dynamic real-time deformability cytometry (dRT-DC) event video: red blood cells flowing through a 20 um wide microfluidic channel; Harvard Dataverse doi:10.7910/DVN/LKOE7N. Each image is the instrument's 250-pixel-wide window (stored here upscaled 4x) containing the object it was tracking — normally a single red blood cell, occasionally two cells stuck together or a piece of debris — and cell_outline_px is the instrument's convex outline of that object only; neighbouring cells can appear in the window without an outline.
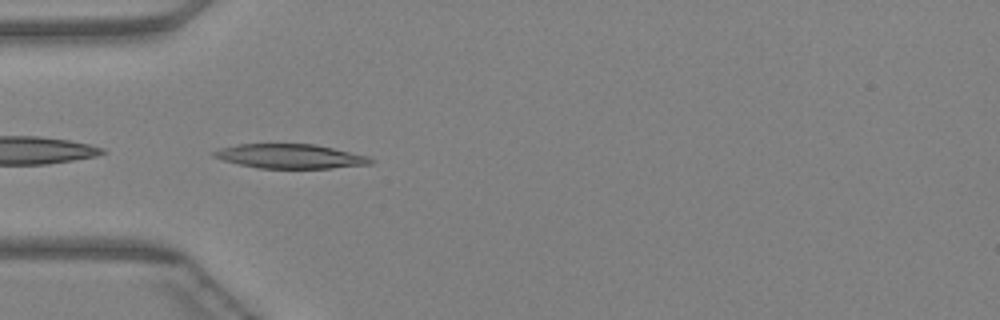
{"species": "Egyptian fruit bat (a non-hibernating species)", "species_latin": "Rousettus aegyptiacus", "temperature_condition": "warm", "stored_images_in_passage": 32, "camera_frame_rate_fps": 3000, "um_per_image_px": 0.085, "animal": {"sex": "female"}, "frame": {"image": 1, "passage_image": 1, "time_ms": 0.0, "image_size_px": [1000, 320], "cell_outline_px": [[376, 160], [372, 164], [332, 168], [260, 168], [240, 164], [224, 160], [212, 156], [212, 152], [220, 148], [240, 144], [316, 144], [368, 156]], "centroid_in_image_um": [24.71, 13.28], "position_along_channel_um": 60.3, "area_um2": 22.14}}
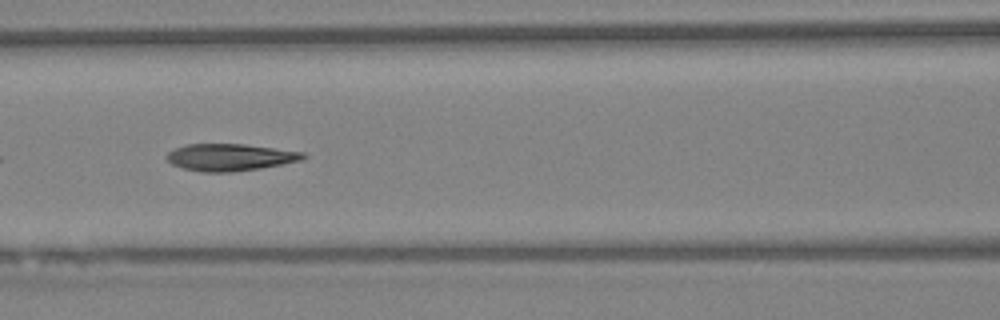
{"frame": {"image": 2, "passage_image": 7, "time_ms": 2.0, "image_size_px": [1000, 320], "cell_outline_px": [[308, 156], [304, 160], [260, 168], [232, 172], [200, 172], [180, 168], [172, 164], [164, 156], [168, 152], [176, 148], [188, 144], [244, 144], [304, 152]], "centroid_in_image_um": [19.55, 13.37], "position_along_channel_um": 147.0, "area_um2": 21.62}}
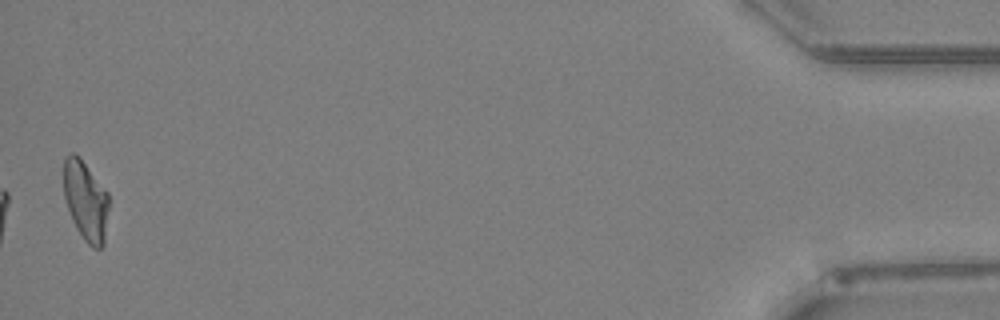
{"frame": {"image": 3, "passage_image": 32, "time_ms": 10.333, "image_size_px": [1000, 320], "cell_outline_px": [[108, 208], [104, 244], [100, 248], [92, 248], [84, 240], [76, 228], [72, 220], [64, 196], [64, 156], [68, 152], [72, 152], [80, 156], [108, 192]], "centroid_in_image_um": [7.28, 17.02], "position_along_channel_um": 427.9, "area_um2": 21.15}}